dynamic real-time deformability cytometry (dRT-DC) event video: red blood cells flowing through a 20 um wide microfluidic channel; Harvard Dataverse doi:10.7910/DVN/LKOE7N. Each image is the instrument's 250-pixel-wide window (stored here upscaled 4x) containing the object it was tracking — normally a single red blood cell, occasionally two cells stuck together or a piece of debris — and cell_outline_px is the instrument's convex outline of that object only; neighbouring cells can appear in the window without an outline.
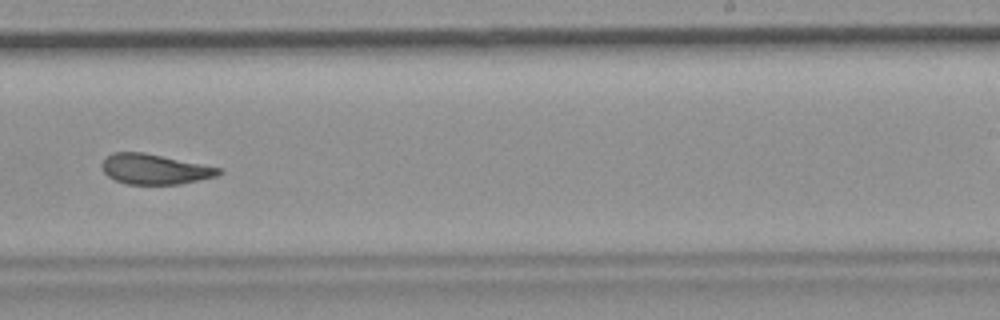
{"species": "common noctule bat (a hibernating species)", "species_latin": "Nyctalus noctula", "temperature_condition": "room temperature", "stored_images_in_passage": 15, "camera_frame_rate_fps": 3000, "um_per_image_px": 0.085, "animal": {"sex": "female", "body_mass_g": 19.9}, "frame": {"image": 1, "passage_image": 9, "time_ms": 2.667, "image_size_px": [1000, 320], "cell_outline_px": [[224, 172], [216, 176], [200, 180], [180, 184], [128, 184], [116, 180], [108, 176], [104, 172], [100, 164], [112, 152], [144, 152], [220, 168]], "centroid_in_image_um": [13.14, 14.38], "position_along_channel_um": 275.9, "area_um2": 20.4}}